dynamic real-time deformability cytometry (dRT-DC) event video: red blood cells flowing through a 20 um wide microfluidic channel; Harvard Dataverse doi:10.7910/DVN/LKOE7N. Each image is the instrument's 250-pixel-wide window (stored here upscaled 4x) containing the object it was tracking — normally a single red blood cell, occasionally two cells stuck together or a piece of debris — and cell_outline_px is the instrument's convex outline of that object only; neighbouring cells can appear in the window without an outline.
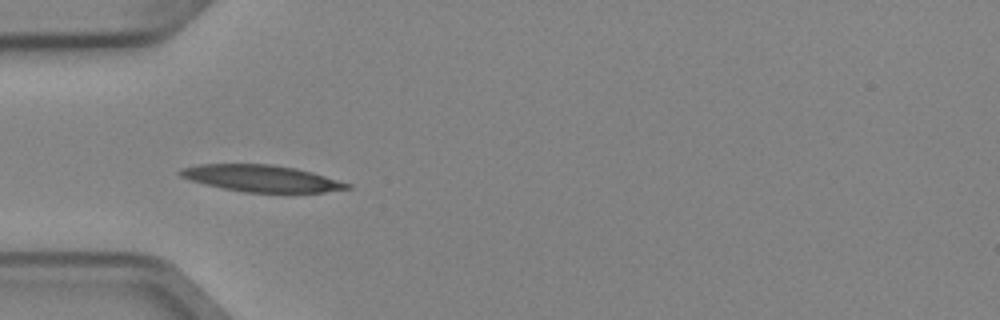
{"species": "Egyptian fruit bat (a non-hibernating species)", "species_latin": "Rousettus aegyptiacus", "temperature_condition": "cold", "stored_images_in_passage": 3, "camera_frame_rate_fps": 3000, "um_per_image_px": 0.085, "animal": {"sex": "female"}, "frame": {"image": 1, "passage_image": 1, "time_ms": 0.0, "image_size_px": [1000, 320], "cell_outline_px": [[352, 188], [324, 192], [244, 192], [204, 184], [180, 176], [176, 172], [180, 168], [200, 164], [272, 164], [296, 168], [312, 172], [352, 184]], "centroid_in_image_um": [22.22, 15.15], "position_along_channel_um": 62.8, "area_um2": 25.89}}
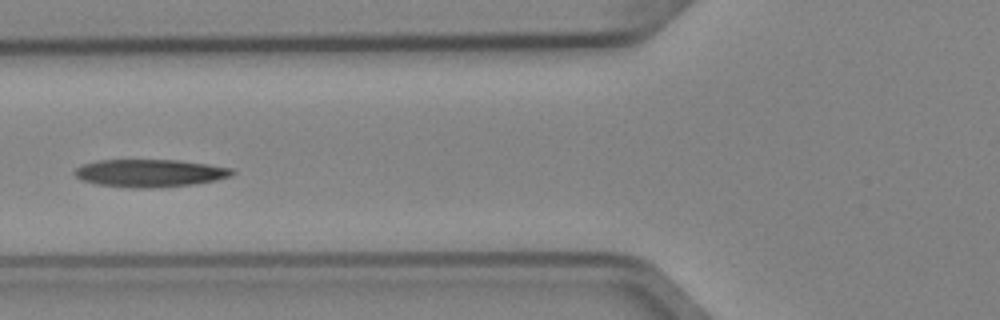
{"frame": {"image": 2, "passage_image": 2, "time_ms": 0.333, "image_size_px": [1000, 320], "cell_outline_px": [[236, 172], [232, 176], [216, 180], [192, 184], [160, 188], [132, 188], [96, 184], [84, 180], [76, 176], [72, 172], [76, 168], [84, 164], [96, 160], [180, 160], [208, 164], [232, 168]], "centroid_in_image_um": [12.76, 14.71], "position_along_channel_um": 113.0, "area_um2": 25.55}}
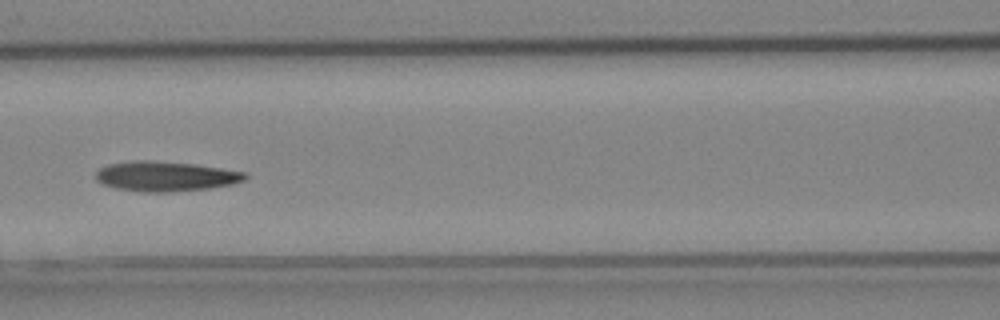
{"frame": {"image": 3, "passage_image": 3, "time_ms": 0.667, "image_size_px": [1000, 320], "cell_outline_px": [[248, 176], [244, 180], [232, 184], [208, 188], [172, 192], [140, 192], [116, 188], [100, 184], [96, 180], [96, 172], [100, 168], [108, 164], [136, 160], [148, 160], [192, 164], [248, 172]], "centroid_in_image_um": [14.05, 14.99], "position_along_channel_um": 152.6, "area_um2": 26.07}}